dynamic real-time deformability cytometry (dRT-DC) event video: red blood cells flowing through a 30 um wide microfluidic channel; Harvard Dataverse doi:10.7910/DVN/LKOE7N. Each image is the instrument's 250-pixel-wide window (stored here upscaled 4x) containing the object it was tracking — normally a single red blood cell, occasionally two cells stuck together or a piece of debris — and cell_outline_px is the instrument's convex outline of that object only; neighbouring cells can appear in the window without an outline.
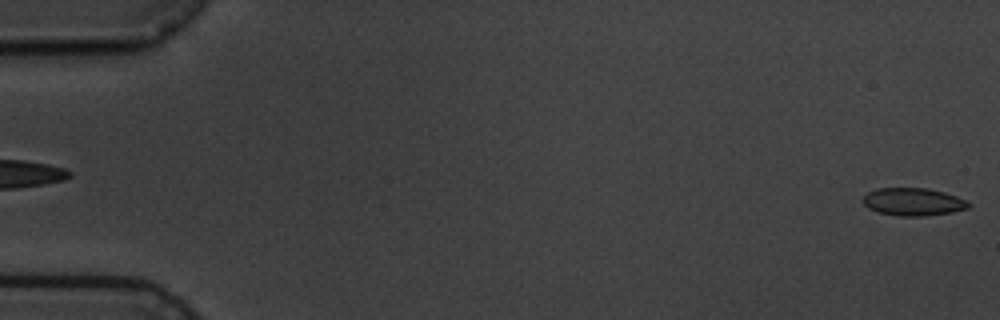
{"species": "common noctule bat (a hibernating species)", "species_latin": "Nyctalus noctula", "temperature_condition": "cold", "stored_images_in_passage": 5, "segment_of_instrument_passage": [2, 2], "camera_frame_rate_fps": 3000, "um_per_image_px": 0.085, "animal": {"sex": "male", "body_mass_g": 19.5, "forearm_length_mm": 54.6}, "frame": {"image": 1, "passage_image": 5, "time_ms": 4.667, "image_size_px": [1000, 320], "cell_outline_px": [[972, 204], [968, 208], [952, 212], [924, 216], [900, 216], [876, 212], [868, 208], [860, 200], [868, 192], [876, 188], [928, 188], [944, 192], [956, 196]], "centroid_in_image_um": [77.58, 17.15], "position_along_channel_um": 7.4, "area_um2": 17.17}}